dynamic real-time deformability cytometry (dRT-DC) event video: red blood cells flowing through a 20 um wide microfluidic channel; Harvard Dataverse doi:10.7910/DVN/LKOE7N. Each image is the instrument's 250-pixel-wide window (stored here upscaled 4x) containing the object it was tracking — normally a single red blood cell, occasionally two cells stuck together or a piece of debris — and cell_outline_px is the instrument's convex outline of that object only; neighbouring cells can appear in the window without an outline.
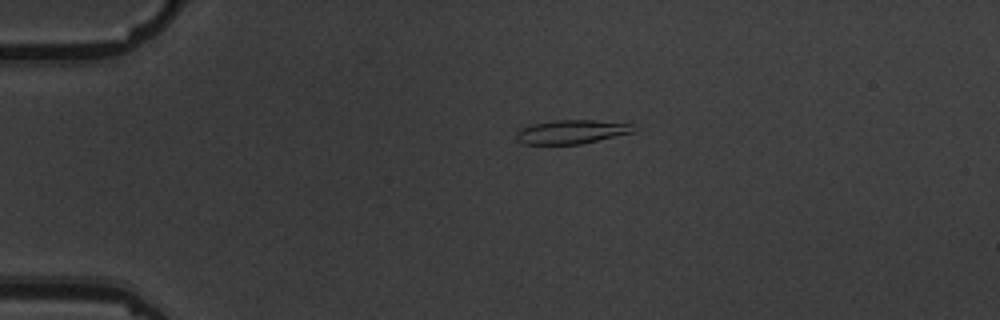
{"species": "common noctule bat (a hibernating species)", "species_latin": "Nyctalus noctula", "temperature_condition": "warm", "stored_images_in_passage": 6, "camera_frame_rate_fps": 3000, "um_per_image_px": 0.085, "animal": {"sex": "male", "body_mass_g": 19.5, "forearm_length_mm": 54.6}, "frame": {"image": 1, "passage_image": 1, "time_ms": 0.0, "image_size_px": [1000, 320], "cell_outline_px": [[640, 128], [636, 132], [580, 144], [520, 144], [516, 140], [516, 128], [528, 124], [556, 120], [592, 120], [632, 124]], "centroid_in_image_um": [48.55, 11.2], "position_along_channel_um": 36.4, "area_um2": 16.76}}
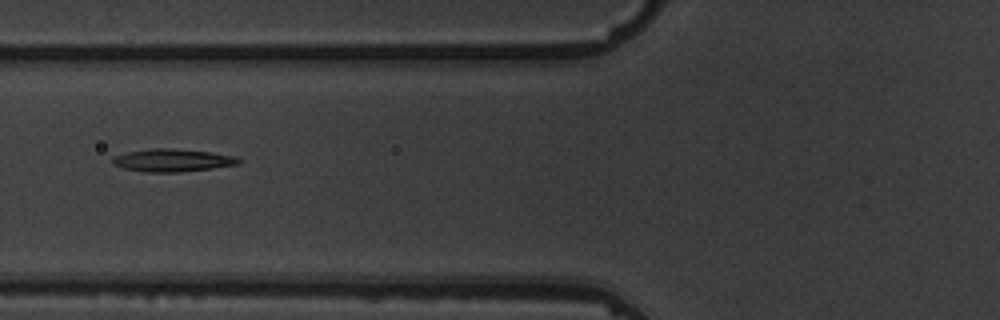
{"frame": {"image": 2, "passage_image": 4, "time_ms": 3.333, "image_size_px": [1000, 320], "cell_outline_px": [[244, 160], [240, 164], [212, 168], [180, 172], [144, 172], [124, 168], [116, 164], [112, 160], [112, 156], [128, 152], [152, 148], [172, 148], [212, 152], [236, 156]], "centroid_in_image_um": [14.73, 13.62], "position_along_channel_um": 111.1, "area_um2": 16.76}}
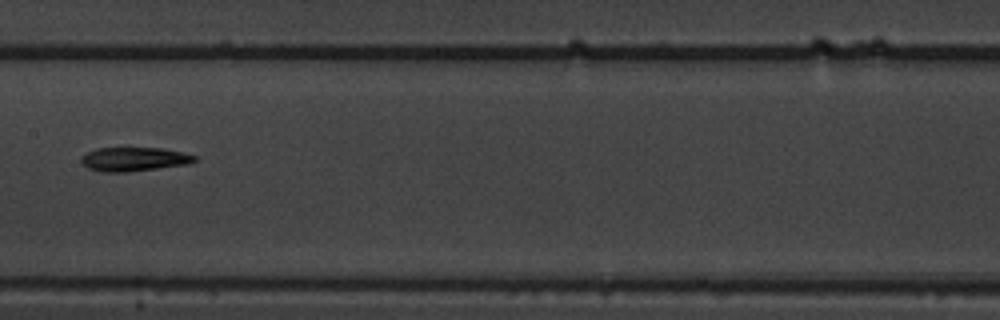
{"frame": {"image": 3, "passage_image": 6, "time_ms": 5.667, "image_size_px": [1000, 320], "cell_outline_px": [[196, 160], [188, 164], [128, 172], [104, 172], [88, 168], [80, 160], [80, 156], [96, 148], [164, 148], [184, 152], [196, 156]], "centroid_in_image_um": [11.4, 13.52], "position_along_channel_um": 196.0, "area_um2": 15.84}}